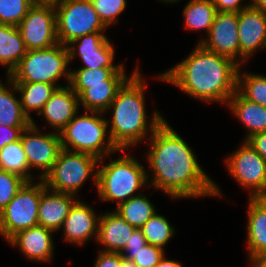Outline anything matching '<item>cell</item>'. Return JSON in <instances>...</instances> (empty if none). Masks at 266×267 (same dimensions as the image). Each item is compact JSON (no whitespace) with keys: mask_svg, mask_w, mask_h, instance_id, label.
<instances>
[{"mask_svg":"<svg viewBox=\"0 0 266 267\" xmlns=\"http://www.w3.org/2000/svg\"><path fill=\"white\" fill-rule=\"evenodd\" d=\"M54 7L57 40L62 45L66 46L80 36L103 32L107 28L91 0H62Z\"/></svg>","mask_w":266,"mask_h":267,"instance_id":"8","label":"cell"},{"mask_svg":"<svg viewBox=\"0 0 266 267\" xmlns=\"http://www.w3.org/2000/svg\"><path fill=\"white\" fill-rule=\"evenodd\" d=\"M39 180L26 182L0 212V234L7 241L21 230L38 226L39 203L46 188L44 181Z\"/></svg>","mask_w":266,"mask_h":267,"instance_id":"9","label":"cell"},{"mask_svg":"<svg viewBox=\"0 0 266 267\" xmlns=\"http://www.w3.org/2000/svg\"><path fill=\"white\" fill-rule=\"evenodd\" d=\"M228 172L243 187L252 189L250 197H262L266 192V161L244 141L226 159Z\"/></svg>","mask_w":266,"mask_h":267,"instance_id":"10","label":"cell"},{"mask_svg":"<svg viewBox=\"0 0 266 267\" xmlns=\"http://www.w3.org/2000/svg\"><path fill=\"white\" fill-rule=\"evenodd\" d=\"M125 72H114L105 84H69L86 111L106 113L118 90L129 79Z\"/></svg>","mask_w":266,"mask_h":267,"instance_id":"16","label":"cell"},{"mask_svg":"<svg viewBox=\"0 0 266 267\" xmlns=\"http://www.w3.org/2000/svg\"><path fill=\"white\" fill-rule=\"evenodd\" d=\"M207 36V39L199 42L205 49L228 57L238 64V13L217 12Z\"/></svg>","mask_w":266,"mask_h":267,"instance_id":"13","label":"cell"},{"mask_svg":"<svg viewBox=\"0 0 266 267\" xmlns=\"http://www.w3.org/2000/svg\"><path fill=\"white\" fill-rule=\"evenodd\" d=\"M27 127H5L0 125V150L9 143L17 141Z\"/></svg>","mask_w":266,"mask_h":267,"instance_id":"38","label":"cell"},{"mask_svg":"<svg viewBox=\"0 0 266 267\" xmlns=\"http://www.w3.org/2000/svg\"><path fill=\"white\" fill-rule=\"evenodd\" d=\"M99 163V159L92 155L62 148L51 171L42 180L50 190L76 196L92 174L97 188L98 173L94 170Z\"/></svg>","mask_w":266,"mask_h":267,"instance_id":"7","label":"cell"},{"mask_svg":"<svg viewBox=\"0 0 266 267\" xmlns=\"http://www.w3.org/2000/svg\"><path fill=\"white\" fill-rule=\"evenodd\" d=\"M47 187L42 191L38 208V225L54 232L61 229L73 204L77 201L72 194L53 191Z\"/></svg>","mask_w":266,"mask_h":267,"instance_id":"20","label":"cell"},{"mask_svg":"<svg viewBox=\"0 0 266 267\" xmlns=\"http://www.w3.org/2000/svg\"><path fill=\"white\" fill-rule=\"evenodd\" d=\"M94 267H121V254L100 251Z\"/></svg>","mask_w":266,"mask_h":267,"instance_id":"39","label":"cell"},{"mask_svg":"<svg viewBox=\"0 0 266 267\" xmlns=\"http://www.w3.org/2000/svg\"><path fill=\"white\" fill-rule=\"evenodd\" d=\"M100 20L108 27L118 22L117 16L126 9V0H91Z\"/></svg>","mask_w":266,"mask_h":267,"instance_id":"36","label":"cell"},{"mask_svg":"<svg viewBox=\"0 0 266 267\" xmlns=\"http://www.w3.org/2000/svg\"><path fill=\"white\" fill-rule=\"evenodd\" d=\"M227 105L248 129L245 141L253 134L266 131V107L245 99L238 91Z\"/></svg>","mask_w":266,"mask_h":267,"instance_id":"23","label":"cell"},{"mask_svg":"<svg viewBox=\"0 0 266 267\" xmlns=\"http://www.w3.org/2000/svg\"><path fill=\"white\" fill-rule=\"evenodd\" d=\"M161 1H163V2H166V3H175V2H177V1H180V0H161Z\"/></svg>","mask_w":266,"mask_h":267,"instance_id":"47","label":"cell"},{"mask_svg":"<svg viewBox=\"0 0 266 267\" xmlns=\"http://www.w3.org/2000/svg\"><path fill=\"white\" fill-rule=\"evenodd\" d=\"M27 181L21 176L0 169V212L9 204Z\"/></svg>","mask_w":266,"mask_h":267,"instance_id":"35","label":"cell"},{"mask_svg":"<svg viewBox=\"0 0 266 267\" xmlns=\"http://www.w3.org/2000/svg\"><path fill=\"white\" fill-rule=\"evenodd\" d=\"M148 244L141 229H135L121 252H137Z\"/></svg>","mask_w":266,"mask_h":267,"instance_id":"40","label":"cell"},{"mask_svg":"<svg viewBox=\"0 0 266 267\" xmlns=\"http://www.w3.org/2000/svg\"><path fill=\"white\" fill-rule=\"evenodd\" d=\"M121 267H137L133 261L131 260H126L123 258L121 255Z\"/></svg>","mask_w":266,"mask_h":267,"instance_id":"46","label":"cell"},{"mask_svg":"<svg viewBox=\"0 0 266 267\" xmlns=\"http://www.w3.org/2000/svg\"><path fill=\"white\" fill-rule=\"evenodd\" d=\"M150 136L146 157L154 176L149 185L175 199L223 196L198 164L193 150L166 120Z\"/></svg>","mask_w":266,"mask_h":267,"instance_id":"1","label":"cell"},{"mask_svg":"<svg viewBox=\"0 0 266 267\" xmlns=\"http://www.w3.org/2000/svg\"><path fill=\"white\" fill-rule=\"evenodd\" d=\"M29 168L41 169L42 180L51 171L61 151V138L57 132L41 134L34 120L20 137Z\"/></svg>","mask_w":266,"mask_h":267,"instance_id":"12","label":"cell"},{"mask_svg":"<svg viewBox=\"0 0 266 267\" xmlns=\"http://www.w3.org/2000/svg\"><path fill=\"white\" fill-rule=\"evenodd\" d=\"M155 267H182L180 262L166 259L165 255Z\"/></svg>","mask_w":266,"mask_h":267,"instance_id":"43","label":"cell"},{"mask_svg":"<svg viewBox=\"0 0 266 267\" xmlns=\"http://www.w3.org/2000/svg\"><path fill=\"white\" fill-rule=\"evenodd\" d=\"M247 241L249 261L266 253V200L262 197L249 198Z\"/></svg>","mask_w":266,"mask_h":267,"instance_id":"22","label":"cell"},{"mask_svg":"<svg viewBox=\"0 0 266 267\" xmlns=\"http://www.w3.org/2000/svg\"><path fill=\"white\" fill-rule=\"evenodd\" d=\"M69 63L67 47L58 43L46 49L28 50L9 77L13 82L56 84L64 76L69 84L71 78Z\"/></svg>","mask_w":266,"mask_h":267,"instance_id":"6","label":"cell"},{"mask_svg":"<svg viewBox=\"0 0 266 267\" xmlns=\"http://www.w3.org/2000/svg\"><path fill=\"white\" fill-rule=\"evenodd\" d=\"M145 85L137 66L108 107V110L113 109L108 137L118 150L138 144L149 131L152 134L164 121V117L154 110L153 117L147 123Z\"/></svg>","mask_w":266,"mask_h":267,"instance_id":"3","label":"cell"},{"mask_svg":"<svg viewBox=\"0 0 266 267\" xmlns=\"http://www.w3.org/2000/svg\"><path fill=\"white\" fill-rule=\"evenodd\" d=\"M238 38L240 66L257 49H266V13L251 6L241 10L238 13Z\"/></svg>","mask_w":266,"mask_h":267,"instance_id":"15","label":"cell"},{"mask_svg":"<svg viewBox=\"0 0 266 267\" xmlns=\"http://www.w3.org/2000/svg\"><path fill=\"white\" fill-rule=\"evenodd\" d=\"M62 0H32L34 4H52L55 5Z\"/></svg>","mask_w":266,"mask_h":267,"instance_id":"45","label":"cell"},{"mask_svg":"<svg viewBox=\"0 0 266 267\" xmlns=\"http://www.w3.org/2000/svg\"><path fill=\"white\" fill-rule=\"evenodd\" d=\"M20 95L23 113L33 121L30 112L36 110L37 115L42 111L45 103L53 92L61 86L42 82H14Z\"/></svg>","mask_w":266,"mask_h":267,"instance_id":"26","label":"cell"},{"mask_svg":"<svg viewBox=\"0 0 266 267\" xmlns=\"http://www.w3.org/2000/svg\"><path fill=\"white\" fill-rule=\"evenodd\" d=\"M53 232L51 229L38 225L17 232L8 242L18 247L28 259L46 262L50 261L54 254Z\"/></svg>","mask_w":266,"mask_h":267,"instance_id":"19","label":"cell"},{"mask_svg":"<svg viewBox=\"0 0 266 267\" xmlns=\"http://www.w3.org/2000/svg\"><path fill=\"white\" fill-rule=\"evenodd\" d=\"M17 27L27 50L46 49L58 44L56 12L52 4H34Z\"/></svg>","mask_w":266,"mask_h":267,"instance_id":"11","label":"cell"},{"mask_svg":"<svg viewBox=\"0 0 266 267\" xmlns=\"http://www.w3.org/2000/svg\"><path fill=\"white\" fill-rule=\"evenodd\" d=\"M262 198H264L266 200V192L264 193V195L262 196Z\"/></svg>","mask_w":266,"mask_h":267,"instance_id":"48","label":"cell"},{"mask_svg":"<svg viewBox=\"0 0 266 267\" xmlns=\"http://www.w3.org/2000/svg\"><path fill=\"white\" fill-rule=\"evenodd\" d=\"M33 5L32 0H0V24L18 26Z\"/></svg>","mask_w":266,"mask_h":267,"instance_id":"32","label":"cell"},{"mask_svg":"<svg viewBox=\"0 0 266 267\" xmlns=\"http://www.w3.org/2000/svg\"><path fill=\"white\" fill-rule=\"evenodd\" d=\"M0 169L17 174L27 182H33L20 139L5 145L0 150Z\"/></svg>","mask_w":266,"mask_h":267,"instance_id":"29","label":"cell"},{"mask_svg":"<svg viewBox=\"0 0 266 267\" xmlns=\"http://www.w3.org/2000/svg\"><path fill=\"white\" fill-rule=\"evenodd\" d=\"M140 229L148 244L161 248H164L175 231L168 220L156 212Z\"/></svg>","mask_w":266,"mask_h":267,"instance_id":"31","label":"cell"},{"mask_svg":"<svg viewBox=\"0 0 266 267\" xmlns=\"http://www.w3.org/2000/svg\"><path fill=\"white\" fill-rule=\"evenodd\" d=\"M7 78L8 87H5L0 80V125L28 127L32 121L23 113L21 102L15 97L14 93L17 92V88L14 82L9 76Z\"/></svg>","mask_w":266,"mask_h":267,"instance_id":"25","label":"cell"},{"mask_svg":"<svg viewBox=\"0 0 266 267\" xmlns=\"http://www.w3.org/2000/svg\"><path fill=\"white\" fill-rule=\"evenodd\" d=\"M115 212L132 227L140 229L154 215L156 209L147 197L140 193L116 206Z\"/></svg>","mask_w":266,"mask_h":267,"instance_id":"28","label":"cell"},{"mask_svg":"<svg viewBox=\"0 0 266 267\" xmlns=\"http://www.w3.org/2000/svg\"><path fill=\"white\" fill-rule=\"evenodd\" d=\"M249 262H251L252 267H266V253L252 258Z\"/></svg>","mask_w":266,"mask_h":267,"instance_id":"42","label":"cell"},{"mask_svg":"<svg viewBox=\"0 0 266 267\" xmlns=\"http://www.w3.org/2000/svg\"><path fill=\"white\" fill-rule=\"evenodd\" d=\"M27 49L17 26L0 24V64L9 76L26 55Z\"/></svg>","mask_w":266,"mask_h":267,"instance_id":"24","label":"cell"},{"mask_svg":"<svg viewBox=\"0 0 266 267\" xmlns=\"http://www.w3.org/2000/svg\"><path fill=\"white\" fill-rule=\"evenodd\" d=\"M135 229L115 211L99 216L97 241L105 246L100 251L120 253Z\"/></svg>","mask_w":266,"mask_h":267,"instance_id":"21","label":"cell"},{"mask_svg":"<svg viewBox=\"0 0 266 267\" xmlns=\"http://www.w3.org/2000/svg\"><path fill=\"white\" fill-rule=\"evenodd\" d=\"M239 67L230 58L209 51L198 43L187 58L157 77L191 97L226 104L237 91Z\"/></svg>","mask_w":266,"mask_h":267,"instance_id":"2","label":"cell"},{"mask_svg":"<svg viewBox=\"0 0 266 267\" xmlns=\"http://www.w3.org/2000/svg\"><path fill=\"white\" fill-rule=\"evenodd\" d=\"M79 42L77 46H74ZM69 60L72 61L75 55L79 54L85 66L80 68L95 69L99 67H124L123 64L114 65V47L108 41L103 32H95L83 35L66 45ZM78 51V53H77Z\"/></svg>","mask_w":266,"mask_h":267,"instance_id":"14","label":"cell"},{"mask_svg":"<svg viewBox=\"0 0 266 267\" xmlns=\"http://www.w3.org/2000/svg\"><path fill=\"white\" fill-rule=\"evenodd\" d=\"M216 13L212 0H190L183 10L185 27L196 31L204 29L208 34Z\"/></svg>","mask_w":266,"mask_h":267,"instance_id":"27","label":"cell"},{"mask_svg":"<svg viewBox=\"0 0 266 267\" xmlns=\"http://www.w3.org/2000/svg\"><path fill=\"white\" fill-rule=\"evenodd\" d=\"M85 111L83 115H76L60 132L61 147L66 150L92 155L103 161L118 150L109 137L106 141L109 120L101 117L102 112ZM100 116H99V115ZM106 142V143H105ZM71 147V148H70Z\"/></svg>","mask_w":266,"mask_h":267,"instance_id":"4","label":"cell"},{"mask_svg":"<svg viewBox=\"0 0 266 267\" xmlns=\"http://www.w3.org/2000/svg\"><path fill=\"white\" fill-rule=\"evenodd\" d=\"M99 216L84 202L77 200L71 207L68 216L61 228L64 233V241L84 245L93 236H98Z\"/></svg>","mask_w":266,"mask_h":267,"instance_id":"17","label":"cell"},{"mask_svg":"<svg viewBox=\"0 0 266 267\" xmlns=\"http://www.w3.org/2000/svg\"><path fill=\"white\" fill-rule=\"evenodd\" d=\"M217 12L239 13L241 10L250 7V4L242 5V0H212Z\"/></svg>","mask_w":266,"mask_h":267,"instance_id":"37","label":"cell"},{"mask_svg":"<svg viewBox=\"0 0 266 267\" xmlns=\"http://www.w3.org/2000/svg\"><path fill=\"white\" fill-rule=\"evenodd\" d=\"M164 248L146 244L137 252H120L126 260H131L137 267H155L165 255Z\"/></svg>","mask_w":266,"mask_h":267,"instance_id":"34","label":"cell"},{"mask_svg":"<svg viewBox=\"0 0 266 267\" xmlns=\"http://www.w3.org/2000/svg\"><path fill=\"white\" fill-rule=\"evenodd\" d=\"M237 73V91L247 100L266 107V76L260 74Z\"/></svg>","mask_w":266,"mask_h":267,"instance_id":"30","label":"cell"},{"mask_svg":"<svg viewBox=\"0 0 266 267\" xmlns=\"http://www.w3.org/2000/svg\"><path fill=\"white\" fill-rule=\"evenodd\" d=\"M125 67L79 68L71 71L69 84H105L114 72H124Z\"/></svg>","mask_w":266,"mask_h":267,"instance_id":"33","label":"cell"},{"mask_svg":"<svg viewBox=\"0 0 266 267\" xmlns=\"http://www.w3.org/2000/svg\"><path fill=\"white\" fill-rule=\"evenodd\" d=\"M250 6L266 13V0H251Z\"/></svg>","mask_w":266,"mask_h":267,"instance_id":"44","label":"cell"},{"mask_svg":"<svg viewBox=\"0 0 266 267\" xmlns=\"http://www.w3.org/2000/svg\"><path fill=\"white\" fill-rule=\"evenodd\" d=\"M97 169V191L103 201L126 202L148 183L145 167L135 157L123 155Z\"/></svg>","mask_w":266,"mask_h":267,"instance_id":"5","label":"cell"},{"mask_svg":"<svg viewBox=\"0 0 266 267\" xmlns=\"http://www.w3.org/2000/svg\"><path fill=\"white\" fill-rule=\"evenodd\" d=\"M246 142L266 161V131L253 134Z\"/></svg>","mask_w":266,"mask_h":267,"instance_id":"41","label":"cell"},{"mask_svg":"<svg viewBox=\"0 0 266 267\" xmlns=\"http://www.w3.org/2000/svg\"><path fill=\"white\" fill-rule=\"evenodd\" d=\"M78 95L73 91L71 86L58 87L50 99L45 103L42 111L38 114L43 115L49 126L60 132L79 113Z\"/></svg>","mask_w":266,"mask_h":267,"instance_id":"18","label":"cell"}]
</instances>
